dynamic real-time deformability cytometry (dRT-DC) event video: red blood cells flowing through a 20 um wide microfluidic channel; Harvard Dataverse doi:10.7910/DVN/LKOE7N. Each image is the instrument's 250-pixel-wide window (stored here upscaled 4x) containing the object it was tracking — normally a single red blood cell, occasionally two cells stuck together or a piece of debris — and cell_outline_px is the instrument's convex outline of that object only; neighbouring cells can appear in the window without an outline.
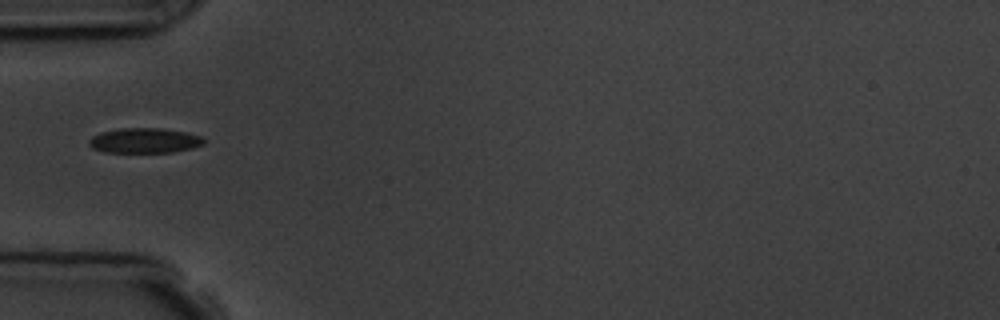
{"species": "common noctule bat (a hibernating species)", "species_latin": "Nyctalus noctula", "temperature_condition": "room temperature", "stored_images_in_passage": 6, "camera_frame_rate_fps": 3000, "um_per_image_px": 0.085, "animal": {"sex": "male", "body_mass_g": 19.5, "forearm_length_mm": 54.6}, "frame": {"image": 1, "passage_image": 2, "time_ms": 1.333, "image_size_px": [1000, 320], "cell_outline_px": [[204, 144], [192, 148], [172, 152], [104, 152], [92, 148], [88, 144], [88, 140], [92, 136], [100, 132], [120, 128], [160, 128], [184, 132], [200, 136], [204, 140]], "centroid_in_image_um": [12.23, 11.95], "position_along_channel_um": 72.8, "area_um2": 16.7}}